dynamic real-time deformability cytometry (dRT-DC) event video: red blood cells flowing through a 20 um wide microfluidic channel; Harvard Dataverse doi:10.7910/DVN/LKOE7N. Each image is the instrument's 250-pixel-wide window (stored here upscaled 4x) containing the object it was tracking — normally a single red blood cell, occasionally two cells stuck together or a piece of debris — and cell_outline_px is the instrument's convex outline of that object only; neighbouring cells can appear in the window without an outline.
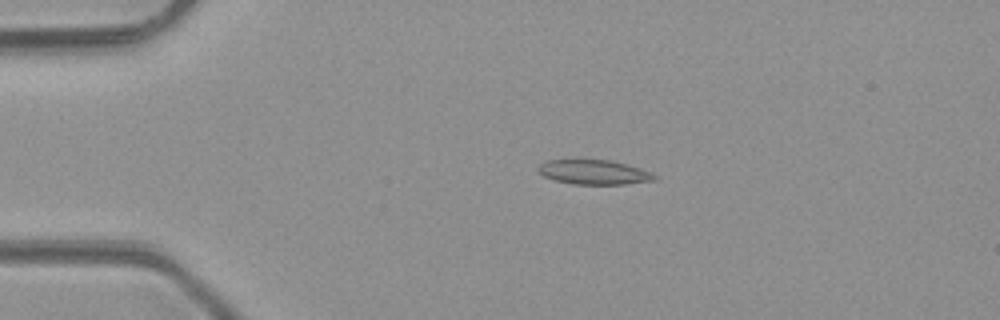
{"species": "common noctule bat (a hibernating species)", "species_latin": "Nyctalus noctula", "temperature_condition": "room temperature", "stored_images_in_passage": 4, "camera_frame_rate_fps": 3000, "um_per_image_px": 0.085, "animal": {"sex": "male", "body_mass_g": 23.1, "forearm_length_mm": 52.7}, "frame": {"image": 1, "passage_image": 2, "time_ms": 1.333, "image_size_px": [1000, 320], "cell_outline_px": [[660, 176], [656, 180], [624, 184], [572, 184], [556, 180], [544, 176], [536, 168], [540, 164], [548, 160], [612, 160], [628, 164], [652, 172]], "centroid_in_image_um": [50.55, 14.63], "position_along_channel_um": 34.4, "area_um2": 16.7}}